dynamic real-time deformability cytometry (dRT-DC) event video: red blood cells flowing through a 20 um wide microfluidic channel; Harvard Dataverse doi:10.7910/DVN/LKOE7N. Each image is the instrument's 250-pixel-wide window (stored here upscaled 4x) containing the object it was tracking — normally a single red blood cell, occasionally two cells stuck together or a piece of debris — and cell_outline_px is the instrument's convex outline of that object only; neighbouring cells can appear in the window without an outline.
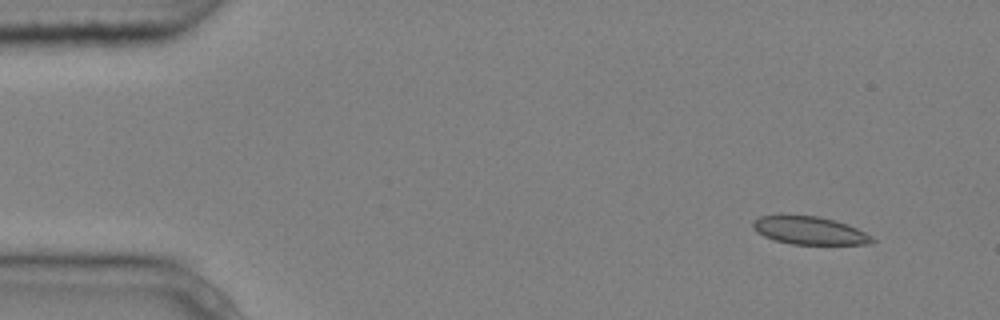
{"species": "common noctule bat (a hibernating species)", "species_latin": "Nyctalus noctula", "temperature_condition": "cold", "stored_images_in_passage": 4, "camera_frame_rate_fps": 3000, "um_per_image_px": 0.085, "animal": {"sex": "male", "body_mass_g": 20.4}, "frame": {"image": 1, "passage_image": 1, "time_ms": 0.0, "image_size_px": [1000, 320], "cell_outline_px": [[876, 240], [872, 244], [792, 244], [776, 240], [764, 236], [756, 232], [752, 228], [752, 220], [760, 216], [780, 212], [816, 216], [836, 220], [848, 224], [872, 236]], "centroid_in_image_um": [68.74, 19.55], "position_along_channel_um": 16.3, "area_um2": 20.11}}
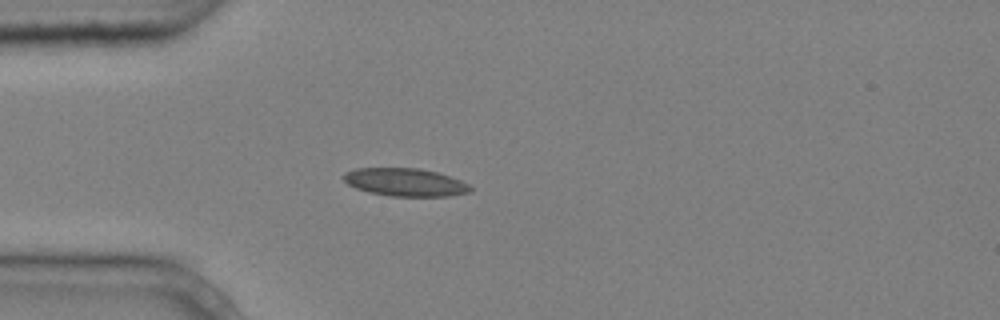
{"frame": {"image": 2, "passage_image": 4, "time_ms": 1.0, "image_size_px": [1000, 320], "cell_outline_px": [[472, 192], [448, 196], [392, 196], [368, 192], [356, 188], [348, 184], [344, 180], [344, 172], [356, 168], [420, 168], [436, 172], [460, 180], [468, 184], [472, 188]], "centroid_in_image_um": [34.44, 15.49], "position_along_channel_um": 50.6, "area_um2": 20.58}}